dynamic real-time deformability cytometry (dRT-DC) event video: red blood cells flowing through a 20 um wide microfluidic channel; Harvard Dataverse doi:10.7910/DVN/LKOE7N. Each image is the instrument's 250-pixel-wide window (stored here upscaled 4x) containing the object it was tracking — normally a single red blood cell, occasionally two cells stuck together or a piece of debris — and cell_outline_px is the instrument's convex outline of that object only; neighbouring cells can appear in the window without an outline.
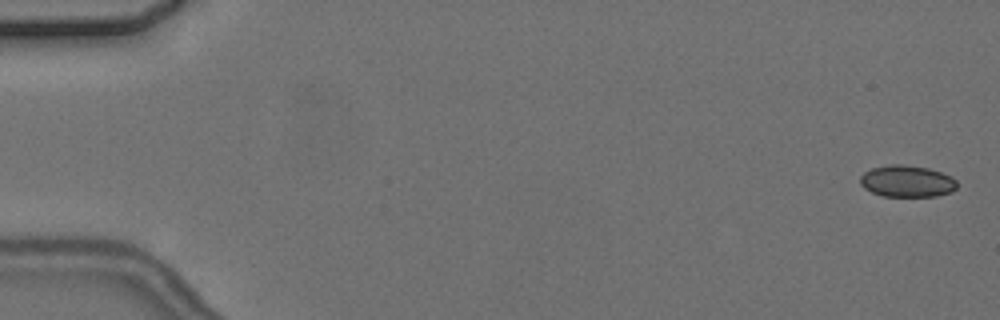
{"species": "common noctule bat (a hibernating species)", "species_latin": "Nyctalus noctula", "temperature_condition": "cold", "stored_images_in_passage": 5, "camera_frame_rate_fps": 3000, "um_per_image_px": 0.085, "animal": {"sex": "female", "body_mass_g": 24.6, "forearm_length_mm": 56.2}, "frame": {"image": 1, "passage_image": 1, "time_ms": 0.0, "image_size_px": [1000, 320], "cell_outline_px": [[956, 188], [952, 192], [936, 196], [884, 196], [872, 192], [864, 188], [860, 184], [860, 176], [864, 172], [872, 168], [888, 164], [904, 164], [928, 168], [952, 176], [956, 180]], "centroid_in_image_um": [77.09, 15.4], "position_along_channel_um": 7.9, "area_um2": 17.98}}